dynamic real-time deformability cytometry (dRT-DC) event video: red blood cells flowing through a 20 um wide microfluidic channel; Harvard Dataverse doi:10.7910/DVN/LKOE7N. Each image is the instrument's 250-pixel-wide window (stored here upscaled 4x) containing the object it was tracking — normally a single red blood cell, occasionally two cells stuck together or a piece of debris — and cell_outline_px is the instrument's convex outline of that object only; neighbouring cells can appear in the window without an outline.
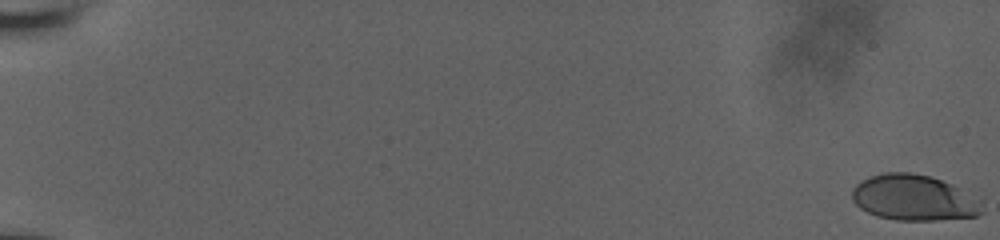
{"species": "human", "species_latin": "Homo sapiens", "temperature_condition": "room temperature", "stored_images_in_passage": 58, "camera_frame_rate_fps": 3000, "um_per_image_px": 0.085, "donor": {"sex": "male"}, "frame": {"image": 1, "passage_image": 1, "time_ms": 0.0, "image_size_px": [1000, 240], "cell_outline_px": [[984, 212], [976, 216], [936, 220], [896, 220], [876, 216], [860, 208], [852, 200], [852, 188], [856, 184], [872, 176], [884, 172], [908, 172], [928, 176], [952, 184], [980, 196], [984, 200]], "centroid_in_image_um": [77.76, 16.82], "position_along_channel_um": 7.2, "area_um2": 35.14}}
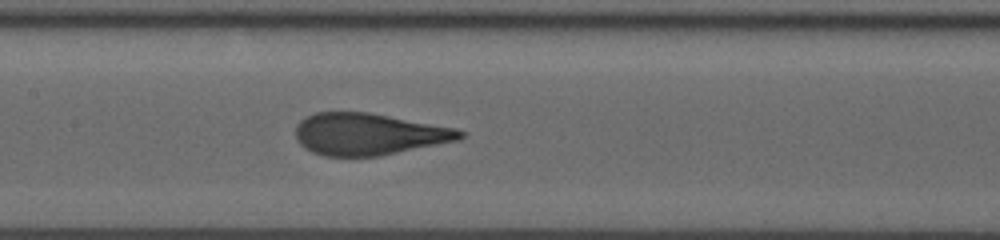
{"frame": {"image": 2, "passage_image": 32, "time_ms": 10.333, "image_size_px": [1000, 240], "cell_outline_px": [[464, 136], [460, 140], [380, 156], [324, 156], [312, 152], [304, 148], [296, 140], [296, 124], [300, 120], [316, 112], [368, 112], [456, 128], [464, 132]], "centroid_in_image_um": [31.33, 11.41], "position_along_channel_um": 176.1, "area_um2": 40.17}}
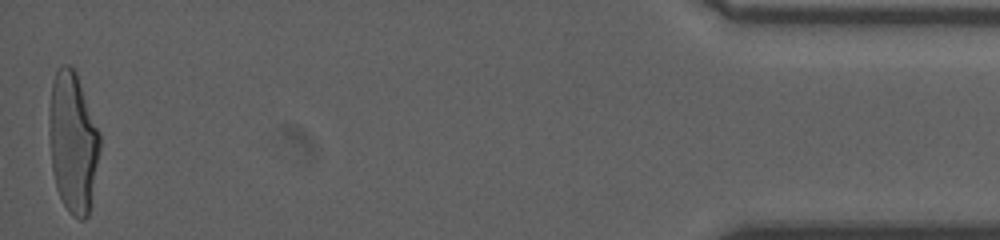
{"frame": {"image": 3, "passage_image": 58, "time_ms": 19.0, "image_size_px": [1000, 240], "cell_outline_px": [[100, 148], [88, 216], [84, 220], [80, 220], [72, 216], [64, 204], [56, 188], [52, 168], [48, 132], [48, 116], [52, 80], [60, 64], [68, 64], [76, 72], [100, 132]], "centroid_in_image_um": [6.18, 12.06], "position_along_channel_um": 429.0, "area_um2": 41.67}, "authors_computed_cell_mechanics": {"area_um2": 40.0843, "velocity_mm_per_s": 3.8497, "shape_relaxation_time_tau1_ms": 5.0092, "shape_relaxation_time_tau2_ms": null, "deformation_change_tau1": 0.2314, "deformation_change_tau2": null}}